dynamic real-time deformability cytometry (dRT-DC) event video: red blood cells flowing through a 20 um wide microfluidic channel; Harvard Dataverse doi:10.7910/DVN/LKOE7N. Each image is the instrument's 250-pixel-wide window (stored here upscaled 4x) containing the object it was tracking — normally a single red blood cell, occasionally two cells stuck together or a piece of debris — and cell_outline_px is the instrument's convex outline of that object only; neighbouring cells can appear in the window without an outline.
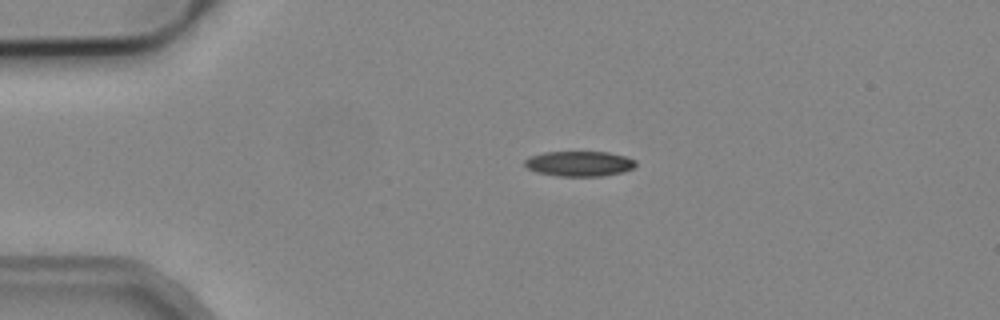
{"species": "common noctule bat (a hibernating species)", "species_latin": "Nyctalus noctula", "temperature_condition": "cold", "stored_images_in_passage": 42, "camera_frame_rate_fps": 3000, "um_per_image_px": 0.085, "animal": {"sex": "male", "body_mass_g": 19.2, "forearm_length_mm": 51.8}, "frame": {"image": 1, "passage_image": 1, "time_ms": 0.0, "image_size_px": [1000, 320], "cell_outline_px": [[636, 164], [632, 168], [624, 172], [604, 176], [556, 176], [536, 172], [528, 168], [524, 164], [524, 160], [528, 156], [544, 152], [608, 152], [624, 156], [636, 160]], "centroid_in_image_um": [49.22, 13.91], "position_along_channel_um": 35.8, "area_um2": 16.42}}
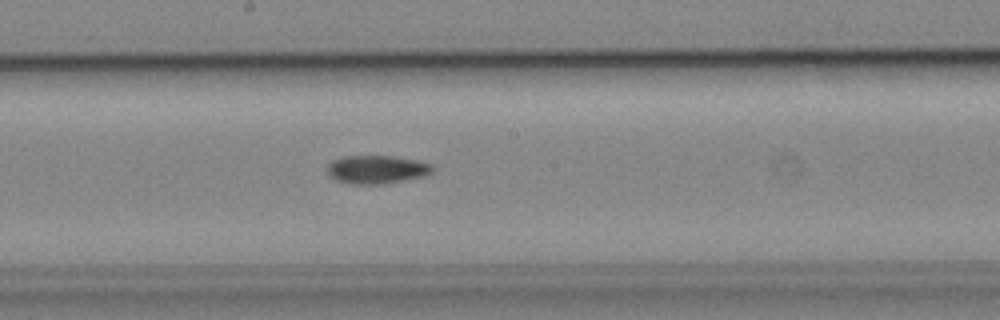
{"frame": {"image": 2, "passage_image": 18, "time_ms": 5.667, "image_size_px": [1000, 320], "cell_outline_px": [[432, 172], [424, 176], [380, 184], [352, 184], [336, 180], [328, 172], [328, 164], [332, 160], [344, 156], [392, 156], [416, 160], [432, 164]], "centroid_in_image_um": [32.01, 14.4], "position_along_channel_um": 216.2, "area_um2": 17.11}}
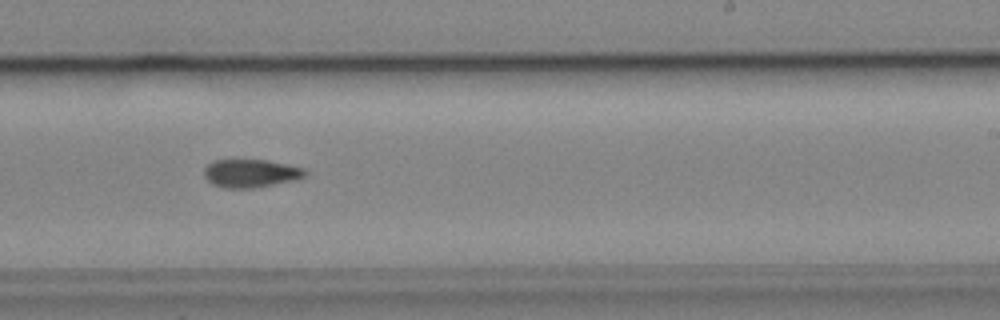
{"frame": {"image": 3, "passage_image": 22, "time_ms": 7.0, "image_size_px": [1000, 320], "cell_outline_px": [[308, 172], [304, 176], [296, 180], [252, 188], [224, 188], [212, 184], [204, 176], [204, 168], [212, 160], [268, 160], [288, 164], [304, 168]], "centroid_in_image_um": [21.31, 14.73], "position_along_channel_um": 267.7, "area_um2": 16.65}, "authors_computed_cell_mechanics": {"area_um2": 16.762, "velocity_mm_per_s": 3.8875, "shape_relaxation_time_tau1_ms": 7.4731, "shape_relaxation_time_tau2_ms": 6.8042, "deformation_change_tau1": 0.1575, "deformation_change_tau2": 0.1473}}